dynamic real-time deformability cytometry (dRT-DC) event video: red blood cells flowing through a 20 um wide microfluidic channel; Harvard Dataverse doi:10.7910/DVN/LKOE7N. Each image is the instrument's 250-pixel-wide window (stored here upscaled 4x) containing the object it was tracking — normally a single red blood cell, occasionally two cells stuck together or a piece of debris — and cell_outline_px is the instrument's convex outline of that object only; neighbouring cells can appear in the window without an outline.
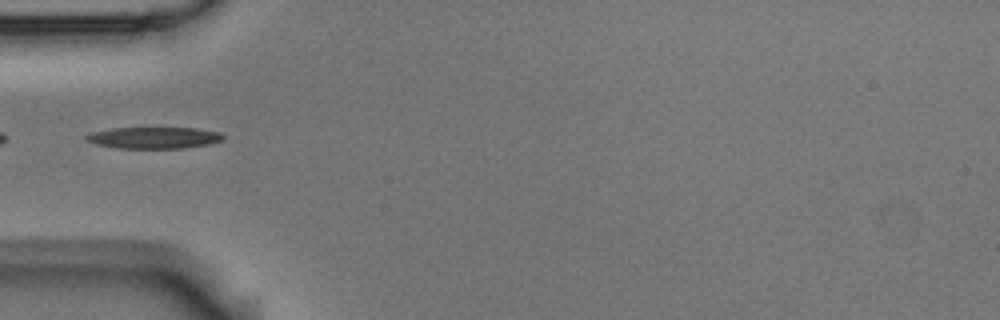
{"species": "Egyptian fruit bat (a non-hibernating species)", "species_latin": "Rousettus aegyptiacus", "temperature_condition": "room temperature", "stored_images_in_passage": 5, "segment_of_instrument_passage": [2, 2], "camera_frame_rate_fps": 3000, "um_per_image_px": 0.085, "animal": {"sex": "male"}, "frame": {"image": 1, "passage_image": 4, "time_ms": 1.0, "image_size_px": [1000, 320], "cell_outline_px": [[224, 140], [208, 144], [180, 148], [116, 148], [96, 144], [84, 140], [84, 136], [92, 132], [112, 128], [196, 128], [220, 132], [224, 136]], "centroid_in_image_um": [13.06, 11.7], "position_along_channel_um": 71.9, "area_um2": 17.17}}
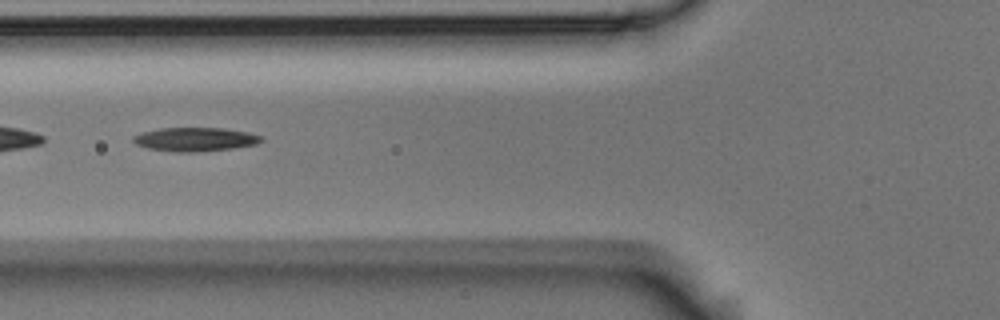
{"frame": {"image": 2, "passage_image": 5, "time_ms": 1.333, "image_size_px": [1000, 320], "cell_outline_px": [[264, 140], [256, 144], [232, 148], [192, 152], [176, 152], [148, 148], [136, 144], [132, 140], [132, 136], [144, 132], [160, 128], [224, 128], [248, 132], [260, 136]], "centroid_in_image_um": [16.58, 11.84], "position_along_channel_um": 109.2, "area_um2": 17.57}}